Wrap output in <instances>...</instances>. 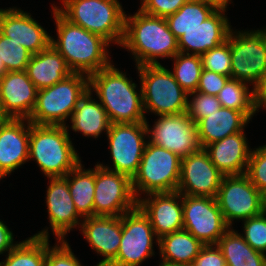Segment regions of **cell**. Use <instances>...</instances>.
Returning <instances> with one entry per match:
<instances>
[{
	"instance_id": "836d02e7",
	"label": "cell",
	"mask_w": 266,
	"mask_h": 266,
	"mask_svg": "<svg viewBox=\"0 0 266 266\" xmlns=\"http://www.w3.org/2000/svg\"><path fill=\"white\" fill-rule=\"evenodd\" d=\"M172 75L189 94L197 90L203 70L201 56L178 52L173 58Z\"/></svg>"
},
{
	"instance_id": "277c9868",
	"label": "cell",
	"mask_w": 266,
	"mask_h": 266,
	"mask_svg": "<svg viewBox=\"0 0 266 266\" xmlns=\"http://www.w3.org/2000/svg\"><path fill=\"white\" fill-rule=\"evenodd\" d=\"M68 128L30 122L29 161L35 160L47 178L65 177L81 162Z\"/></svg>"
},
{
	"instance_id": "30bf717a",
	"label": "cell",
	"mask_w": 266,
	"mask_h": 266,
	"mask_svg": "<svg viewBox=\"0 0 266 266\" xmlns=\"http://www.w3.org/2000/svg\"><path fill=\"white\" fill-rule=\"evenodd\" d=\"M154 243L159 245V239L149 218L137 205L122 215L120 247L116 258L108 266H141L146 259L155 255Z\"/></svg>"
},
{
	"instance_id": "3957f363",
	"label": "cell",
	"mask_w": 266,
	"mask_h": 266,
	"mask_svg": "<svg viewBox=\"0 0 266 266\" xmlns=\"http://www.w3.org/2000/svg\"><path fill=\"white\" fill-rule=\"evenodd\" d=\"M136 88L137 84L114 64L89 76V89L95 92L111 124L147 121L142 88Z\"/></svg>"
},
{
	"instance_id": "e575fe53",
	"label": "cell",
	"mask_w": 266,
	"mask_h": 266,
	"mask_svg": "<svg viewBox=\"0 0 266 266\" xmlns=\"http://www.w3.org/2000/svg\"><path fill=\"white\" fill-rule=\"evenodd\" d=\"M32 55L24 46L0 32V59L7 72L25 71Z\"/></svg>"
},
{
	"instance_id": "7dc6e473",
	"label": "cell",
	"mask_w": 266,
	"mask_h": 266,
	"mask_svg": "<svg viewBox=\"0 0 266 266\" xmlns=\"http://www.w3.org/2000/svg\"><path fill=\"white\" fill-rule=\"evenodd\" d=\"M10 119L9 115L4 111L2 100L0 97V125L6 123Z\"/></svg>"
},
{
	"instance_id": "8d00e7d4",
	"label": "cell",
	"mask_w": 266,
	"mask_h": 266,
	"mask_svg": "<svg viewBox=\"0 0 266 266\" xmlns=\"http://www.w3.org/2000/svg\"><path fill=\"white\" fill-rule=\"evenodd\" d=\"M244 240L256 251L266 255V210L261 214L243 220Z\"/></svg>"
},
{
	"instance_id": "f6af8a7d",
	"label": "cell",
	"mask_w": 266,
	"mask_h": 266,
	"mask_svg": "<svg viewBox=\"0 0 266 266\" xmlns=\"http://www.w3.org/2000/svg\"><path fill=\"white\" fill-rule=\"evenodd\" d=\"M254 106L256 112L261 108L266 109V73L254 87Z\"/></svg>"
},
{
	"instance_id": "7c38bea8",
	"label": "cell",
	"mask_w": 266,
	"mask_h": 266,
	"mask_svg": "<svg viewBox=\"0 0 266 266\" xmlns=\"http://www.w3.org/2000/svg\"><path fill=\"white\" fill-rule=\"evenodd\" d=\"M229 227L234 220H246L265 210V196L243 175L224 176L216 196Z\"/></svg>"
},
{
	"instance_id": "603a6c76",
	"label": "cell",
	"mask_w": 266,
	"mask_h": 266,
	"mask_svg": "<svg viewBox=\"0 0 266 266\" xmlns=\"http://www.w3.org/2000/svg\"><path fill=\"white\" fill-rule=\"evenodd\" d=\"M37 91L25 71L6 72L0 79V97L10 118L28 119L35 108Z\"/></svg>"
},
{
	"instance_id": "44dd1931",
	"label": "cell",
	"mask_w": 266,
	"mask_h": 266,
	"mask_svg": "<svg viewBox=\"0 0 266 266\" xmlns=\"http://www.w3.org/2000/svg\"><path fill=\"white\" fill-rule=\"evenodd\" d=\"M30 121L10 118L0 125V173L6 177L29 162Z\"/></svg>"
},
{
	"instance_id": "8992f818",
	"label": "cell",
	"mask_w": 266,
	"mask_h": 266,
	"mask_svg": "<svg viewBox=\"0 0 266 266\" xmlns=\"http://www.w3.org/2000/svg\"><path fill=\"white\" fill-rule=\"evenodd\" d=\"M89 88V76L72 73L62 81L37 91L35 108L28 120L35 125L66 126L80 97Z\"/></svg>"
},
{
	"instance_id": "d590c367",
	"label": "cell",
	"mask_w": 266,
	"mask_h": 266,
	"mask_svg": "<svg viewBox=\"0 0 266 266\" xmlns=\"http://www.w3.org/2000/svg\"><path fill=\"white\" fill-rule=\"evenodd\" d=\"M203 69L231 78L230 36L227 41L201 55Z\"/></svg>"
},
{
	"instance_id": "5b68a950",
	"label": "cell",
	"mask_w": 266,
	"mask_h": 266,
	"mask_svg": "<svg viewBox=\"0 0 266 266\" xmlns=\"http://www.w3.org/2000/svg\"><path fill=\"white\" fill-rule=\"evenodd\" d=\"M56 10L69 22L121 47L125 16L118 0H62ZM64 6V7H63Z\"/></svg>"
},
{
	"instance_id": "681fc988",
	"label": "cell",
	"mask_w": 266,
	"mask_h": 266,
	"mask_svg": "<svg viewBox=\"0 0 266 266\" xmlns=\"http://www.w3.org/2000/svg\"><path fill=\"white\" fill-rule=\"evenodd\" d=\"M6 68L5 65L2 61V59H0V79L4 76V74L6 73Z\"/></svg>"
},
{
	"instance_id": "cb8c5ba5",
	"label": "cell",
	"mask_w": 266,
	"mask_h": 266,
	"mask_svg": "<svg viewBox=\"0 0 266 266\" xmlns=\"http://www.w3.org/2000/svg\"><path fill=\"white\" fill-rule=\"evenodd\" d=\"M244 130L207 145L204 150L225 176L246 173L251 150Z\"/></svg>"
},
{
	"instance_id": "bcb514c9",
	"label": "cell",
	"mask_w": 266,
	"mask_h": 266,
	"mask_svg": "<svg viewBox=\"0 0 266 266\" xmlns=\"http://www.w3.org/2000/svg\"><path fill=\"white\" fill-rule=\"evenodd\" d=\"M205 3L213 5L216 9H224L227 10V6L229 5L231 0H200Z\"/></svg>"
},
{
	"instance_id": "52a82bcc",
	"label": "cell",
	"mask_w": 266,
	"mask_h": 266,
	"mask_svg": "<svg viewBox=\"0 0 266 266\" xmlns=\"http://www.w3.org/2000/svg\"><path fill=\"white\" fill-rule=\"evenodd\" d=\"M140 78L145 114L157 116L186 112L188 93L177 83L171 70L157 65L135 66Z\"/></svg>"
},
{
	"instance_id": "7402d4cb",
	"label": "cell",
	"mask_w": 266,
	"mask_h": 266,
	"mask_svg": "<svg viewBox=\"0 0 266 266\" xmlns=\"http://www.w3.org/2000/svg\"><path fill=\"white\" fill-rule=\"evenodd\" d=\"M225 12L217 9L200 26L187 30L178 39L179 52L201 56L227 41L232 26Z\"/></svg>"
},
{
	"instance_id": "d6a6232c",
	"label": "cell",
	"mask_w": 266,
	"mask_h": 266,
	"mask_svg": "<svg viewBox=\"0 0 266 266\" xmlns=\"http://www.w3.org/2000/svg\"><path fill=\"white\" fill-rule=\"evenodd\" d=\"M248 83L229 78L217 95L221 107L244 112L250 119L256 112L254 88L249 90Z\"/></svg>"
},
{
	"instance_id": "ee69618b",
	"label": "cell",
	"mask_w": 266,
	"mask_h": 266,
	"mask_svg": "<svg viewBox=\"0 0 266 266\" xmlns=\"http://www.w3.org/2000/svg\"><path fill=\"white\" fill-rule=\"evenodd\" d=\"M13 232L8 226L0 219V255L11 251L18 242H14Z\"/></svg>"
},
{
	"instance_id": "1f68e13d",
	"label": "cell",
	"mask_w": 266,
	"mask_h": 266,
	"mask_svg": "<svg viewBox=\"0 0 266 266\" xmlns=\"http://www.w3.org/2000/svg\"><path fill=\"white\" fill-rule=\"evenodd\" d=\"M217 9L200 0H190L165 18L170 31L179 39L187 30L200 26Z\"/></svg>"
},
{
	"instance_id": "d4e9b609",
	"label": "cell",
	"mask_w": 266,
	"mask_h": 266,
	"mask_svg": "<svg viewBox=\"0 0 266 266\" xmlns=\"http://www.w3.org/2000/svg\"><path fill=\"white\" fill-rule=\"evenodd\" d=\"M25 72L37 90L48 88L73 73L63 56L51 44L31 56Z\"/></svg>"
},
{
	"instance_id": "d6986e66",
	"label": "cell",
	"mask_w": 266,
	"mask_h": 266,
	"mask_svg": "<svg viewBox=\"0 0 266 266\" xmlns=\"http://www.w3.org/2000/svg\"><path fill=\"white\" fill-rule=\"evenodd\" d=\"M0 32L32 54L39 53L51 44L52 35L30 13L16 7L0 8Z\"/></svg>"
},
{
	"instance_id": "5bb4252c",
	"label": "cell",
	"mask_w": 266,
	"mask_h": 266,
	"mask_svg": "<svg viewBox=\"0 0 266 266\" xmlns=\"http://www.w3.org/2000/svg\"><path fill=\"white\" fill-rule=\"evenodd\" d=\"M132 180L95 165L94 216H122L137 206Z\"/></svg>"
},
{
	"instance_id": "f546056e",
	"label": "cell",
	"mask_w": 266,
	"mask_h": 266,
	"mask_svg": "<svg viewBox=\"0 0 266 266\" xmlns=\"http://www.w3.org/2000/svg\"><path fill=\"white\" fill-rule=\"evenodd\" d=\"M83 168L80 162L65 177L76 211L86 218L94 216L95 168Z\"/></svg>"
},
{
	"instance_id": "74e56055",
	"label": "cell",
	"mask_w": 266,
	"mask_h": 266,
	"mask_svg": "<svg viewBox=\"0 0 266 266\" xmlns=\"http://www.w3.org/2000/svg\"><path fill=\"white\" fill-rule=\"evenodd\" d=\"M192 96V99L190 97ZM221 107L217 96L207 95L198 91L191 92L187 98L186 114L197 124Z\"/></svg>"
},
{
	"instance_id": "f907efd6",
	"label": "cell",
	"mask_w": 266,
	"mask_h": 266,
	"mask_svg": "<svg viewBox=\"0 0 266 266\" xmlns=\"http://www.w3.org/2000/svg\"><path fill=\"white\" fill-rule=\"evenodd\" d=\"M5 178L1 173H0V181Z\"/></svg>"
},
{
	"instance_id": "ab89813d",
	"label": "cell",
	"mask_w": 266,
	"mask_h": 266,
	"mask_svg": "<svg viewBox=\"0 0 266 266\" xmlns=\"http://www.w3.org/2000/svg\"><path fill=\"white\" fill-rule=\"evenodd\" d=\"M45 266H82L80 260L72 252L67 240H58L50 246L47 238V252Z\"/></svg>"
},
{
	"instance_id": "484cf974",
	"label": "cell",
	"mask_w": 266,
	"mask_h": 266,
	"mask_svg": "<svg viewBox=\"0 0 266 266\" xmlns=\"http://www.w3.org/2000/svg\"><path fill=\"white\" fill-rule=\"evenodd\" d=\"M251 119L242 111L220 107L197 123L203 149L216 141L244 130Z\"/></svg>"
},
{
	"instance_id": "6da1fadb",
	"label": "cell",
	"mask_w": 266,
	"mask_h": 266,
	"mask_svg": "<svg viewBox=\"0 0 266 266\" xmlns=\"http://www.w3.org/2000/svg\"><path fill=\"white\" fill-rule=\"evenodd\" d=\"M57 40L51 37V45L63 56L73 73L90 76L110 66V43L100 35L72 24L52 4Z\"/></svg>"
},
{
	"instance_id": "4fadbf2b",
	"label": "cell",
	"mask_w": 266,
	"mask_h": 266,
	"mask_svg": "<svg viewBox=\"0 0 266 266\" xmlns=\"http://www.w3.org/2000/svg\"><path fill=\"white\" fill-rule=\"evenodd\" d=\"M148 123V142L176 153L181 159L203 149L197 124L186 113L158 116L152 129Z\"/></svg>"
},
{
	"instance_id": "f35d334b",
	"label": "cell",
	"mask_w": 266,
	"mask_h": 266,
	"mask_svg": "<svg viewBox=\"0 0 266 266\" xmlns=\"http://www.w3.org/2000/svg\"><path fill=\"white\" fill-rule=\"evenodd\" d=\"M245 175L266 196V144L251 150Z\"/></svg>"
},
{
	"instance_id": "b9f144b4",
	"label": "cell",
	"mask_w": 266,
	"mask_h": 266,
	"mask_svg": "<svg viewBox=\"0 0 266 266\" xmlns=\"http://www.w3.org/2000/svg\"><path fill=\"white\" fill-rule=\"evenodd\" d=\"M229 78V76L203 69L196 91L217 96Z\"/></svg>"
},
{
	"instance_id": "83f0119b",
	"label": "cell",
	"mask_w": 266,
	"mask_h": 266,
	"mask_svg": "<svg viewBox=\"0 0 266 266\" xmlns=\"http://www.w3.org/2000/svg\"><path fill=\"white\" fill-rule=\"evenodd\" d=\"M204 246L194 235L182 229L159 239V253L162 260L191 266Z\"/></svg>"
},
{
	"instance_id": "60d3db41",
	"label": "cell",
	"mask_w": 266,
	"mask_h": 266,
	"mask_svg": "<svg viewBox=\"0 0 266 266\" xmlns=\"http://www.w3.org/2000/svg\"><path fill=\"white\" fill-rule=\"evenodd\" d=\"M188 1L190 0H141L139 10L152 16L167 18Z\"/></svg>"
},
{
	"instance_id": "4dcf8cb0",
	"label": "cell",
	"mask_w": 266,
	"mask_h": 266,
	"mask_svg": "<svg viewBox=\"0 0 266 266\" xmlns=\"http://www.w3.org/2000/svg\"><path fill=\"white\" fill-rule=\"evenodd\" d=\"M48 227L19 242L8 252L3 266H45Z\"/></svg>"
},
{
	"instance_id": "c3c4849f",
	"label": "cell",
	"mask_w": 266,
	"mask_h": 266,
	"mask_svg": "<svg viewBox=\"0 0 266 266\" xmlns=\"http://www.w3.org/2000/svg\"><path fill=\"white\" fill-rule=\"evenodd\" d=\"M162 262L159 263V266H189V265H185V264H178V263H171V262H167L164 260H161Z\"/></svg>"
},
{
	"instance_id": "e0dca14e",
	"label": "cell",
	"mask_w": 266,
	"mask_h": 266,
	"mask_svg": "<svg viewBox=\"0 0 266 266\" xmlns=\"http://www.w3.org/2000/svg\"><path fill=\"white\" fill-rule=\"evenodd\" d=\"M145 197L138 199L137 205L149 218L158 239L183 229V203L180 192L150 193Z\"/></svg>"
},
{
	"instance_id": "2e32d148",
	"label": "cell",
	"mask_w": 266,
	"mask_h": 266,
	"mask_svg": "<svg viewBox=\"0 0 266 266\" xmlns=\"http://www.w3.org/2000/svg\"><path fill=\"white\" fill-rule=\"evenodd\" d=\"M224 176L202 149L181 159L177 191L184 195L216 198Z\"/></svg>"
},
{
	"instance_id": "9c48e42d",
	"label": "cell",
	"mask_w": 266,
	"mask_h": 266,
	"mask_svg": "<svg viewBox=\"0 0 266 266\" xmlns=\"http://www.w3.org/2000/svg\"><path fill=\"white\" fill-rule=\"evenodd\" d=\"M231 78L254 88L266 73V28L229 33Z\"/></svg>"
},
{
	"instance_id": "ffe728a7",
	"label": "cell",
	"mask_w": 266,
	"mask_h": 266,
	"mask_svg": "<svg viewBox=\"0 0 266 266\" xmlns=\"http://www.w3.org/2000/svg\"><path fill=\"white\" fill-rule=\"evenodd\" d=\"M79 231L92 250L104 257L96 266H108L116 258L122 238V216L83 218Z\"/></svg>"
},
{
	"instance_id": "f1b7e54d",
	"label": "cell",
	"mask_w": 266,
	"mask_h": 266,
	"mask_svg": "<svg viewBox=\"0 0 266 266\" xmlns=\"http://www.w3.org/2000/svg\"><path fill=\"white\" fill-rule=\"evenodd\" d=\"M216 245L225 258L226 266H266V255L253 249L233 227Z\"/></svg>"
},
{
	"instance_id": "ac0fdd59",
	"label": "cell",
	"mask_w": 266,
	"mask_h": 266,
	"mask_svg": "<svg viewBox=\"0 0 266 266\" xmlns=\"http://www.w3.org/2000/svg\"><path fill=\"white\" fill-rule=\"evenodd\" d=\"M48 179L49 185L45 197L48 220L56 239L65 240L69 231L78 226L80 228L82 217L76 211L67 178L49 177Z\"/></svg>"
},
{
	"instance_id": "9a60e30c",
	"label": "cell",
	"mask_w": 266,
	"mask_h": 266,
	"mask_svg": "<svg viewBox=\"0 0 266 266\" xmlns=\"http://www.w3.org/2000/svg\"><path fill=\"white\" fill-rule=\"evenodd\" d=\"M183 229L204 245H216L230 228L222 215L216 198L182 194Z\"/></svg>"
},
{
	"instance_id": "ba28073f",
	"label": "cell",
	"mask_w": 266,
	"mask_h": 266,
	"mask_svg": "<svg viewBox=\"0 0 266 266\" xmlns=\"http://www.w3.org/2000/svg\"><path fill=\"white\" fill-rule=\"evenodd\" d=\"M180 168L181 158L176 153L147 142L139 169L131 179L135 198L144 193L177 191Z\"/></svg>"
},
{
	"instance_id": "4316f807",
	"label": "cell",
	"mask_w": 266,
	"mask_h": 266,
	"mask_svg": "<svg viewBox=\"0 0 266 266\" xmlns=\"http://www.w3.org/2000/svg\"><path fill=\"white\" fill-rule=\"evenodd\" d=\"M93 97L89 88L80 97L70 116V128L74 132H81L84 137L96 139L102 132H108L111 122L104 107Z\"/></svg>"
},
{
	"instance_id": "7bdbcfd3",
	"label": "cell",
	"mask_w": 266,
	"mask_h": 266,
	"mask_svg": "<svg viewBox=\"0 0 266 266\" xmlns=\"http://www.w3.org/2000/svg\"><path fill=\"white\" fill-rule=\"evenodd\" d=\"M191 266H226V262L217 245H204Z\"/></svg>"
},
{
	"instance_id": "8fae6325",
	"label": "cell",
	"mask_w": 266,
	"mask_h": 266,
	"mask_svg": "<svg viewBox=\"0 0 266 266\" xmlns=\"http://www.w3.org/2000/svg\"><path fill=\"white\" fill-rule=\"evenodd\" d=\"M106 135L113 168L98 164L132 179L139 169L148 142L146 122L112 123Z\"/></svg>"
},
{
	"instance_id": "7a4b0ae2",
	"label": "cell",
	"mask_w": 266,
	"mask_h": 266,
	"mask_svg": "<svg viewBox=\"0 0 266 266\" xmlns=\"http://www.w3.org/2000/svg\"><path fill=\"white\" fill-rule=\"evenodd\" d=\"M121 46L131 51L136 66L157 65L159 59H172L179 52L178 39L170 31L165 18L139 9L135 14L125 16Z\"/></svg>"
}]
</instances>
